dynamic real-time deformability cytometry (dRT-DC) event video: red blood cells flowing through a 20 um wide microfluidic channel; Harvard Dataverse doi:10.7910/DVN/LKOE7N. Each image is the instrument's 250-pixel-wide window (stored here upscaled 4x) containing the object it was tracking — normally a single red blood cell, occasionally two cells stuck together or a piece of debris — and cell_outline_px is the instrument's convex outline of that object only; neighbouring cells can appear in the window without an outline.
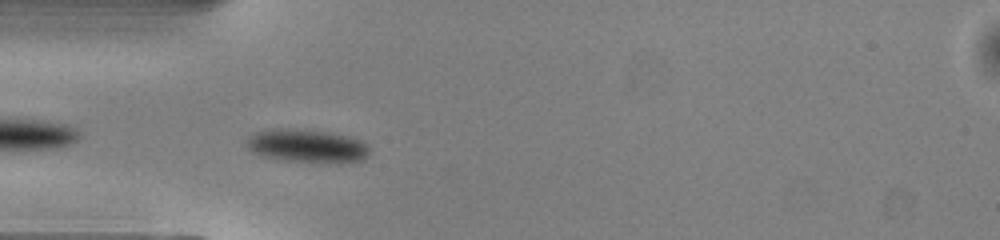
{"species": "common noctule bat (a hibernating species)", "species_latin": "Nyctalus noctula", "temperature_condition": "warm", "stored_images_in_passage": 30, "camera_frame_rate_fps": 3000, "um_per_image_px": 0.085, "animal": {"sex": "male", "body_mass_g": 13.0, "forearm_length_mm": 53.1}, "frame": {"image": 1, "passage_image": 2, "time_ms": 0.333, "image_size_px": [1000, 240], "cell_outline_px": [[368, 156], [364, 160], [336, 164], [320, 164], [276, 160], [252, 152], [248, 148], [248, 136], [256, 132], [272, 128], [288, 128], [332, 132], [348, 136], [360, 140], [368, 148]], "centroid_in_image_um": [26.11, 12.43], "position_along_channel_um": 58.9, "area_um2": 24.51}}
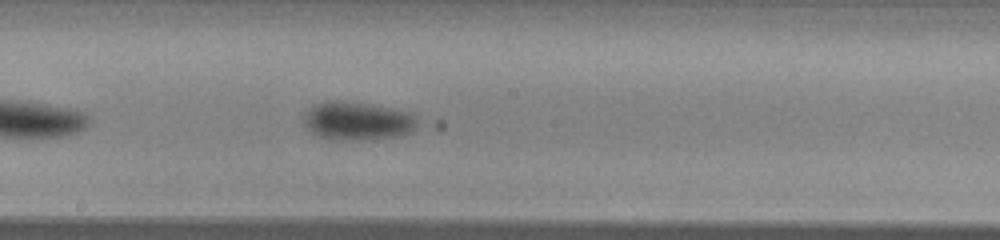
{"frame": {"image": 2, "passage_image": 14, "time_ms": 4.333, "image_size_px": [1000, 240], "cell_outline_px": [[416, 128], [412, 132], [396, 136], [348, 140], [328, 140], [312, 132], [308, 128], [304, 120], [308, 108], [316, 104], [328, 100], [344, 100], [368, 104], [408, 112], [416, 116]], "centroid_in_image_um": [30.36, 10.27], "position_along_channel_um": 217.8, "area_um2": 25.09}}
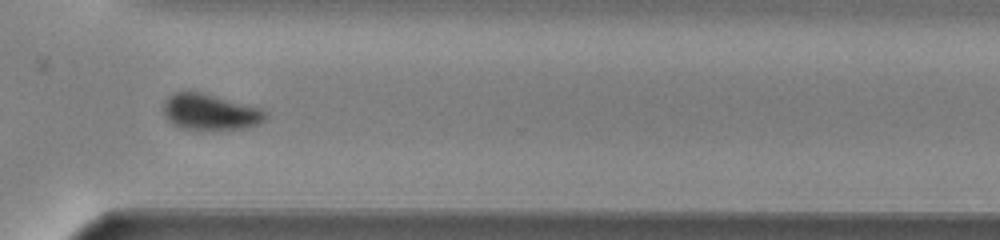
{"frame": {"image": 3, "passage_image": 24, "time_ms": 7.667, "image_size_px": [1000, 240], "cell_outline_px": [[268, 112], [264, 120], [260, 124], [244, 128], [200, 132], [180, 128], [172, 124], [168, 120], [164, 112], [164, 104], [168, 96], [176, 92], [200, 92], [260, 108]], "centroid_in_image_um": [17.86, 9.57], "position_along_channel_um": 352.7, "area_um2": 21.73}, "authors_computed_cell_mechanics": {"area_um2": 23.7847, "velocity_mm_per_s": 4.0361, "shape_relaxation_time_tau1_ms": 2.1675, "shape_relaxation_time_tau2_ms": null, "deformation_change_tau1": 0.1151, "deformation_change_tau2": null}}